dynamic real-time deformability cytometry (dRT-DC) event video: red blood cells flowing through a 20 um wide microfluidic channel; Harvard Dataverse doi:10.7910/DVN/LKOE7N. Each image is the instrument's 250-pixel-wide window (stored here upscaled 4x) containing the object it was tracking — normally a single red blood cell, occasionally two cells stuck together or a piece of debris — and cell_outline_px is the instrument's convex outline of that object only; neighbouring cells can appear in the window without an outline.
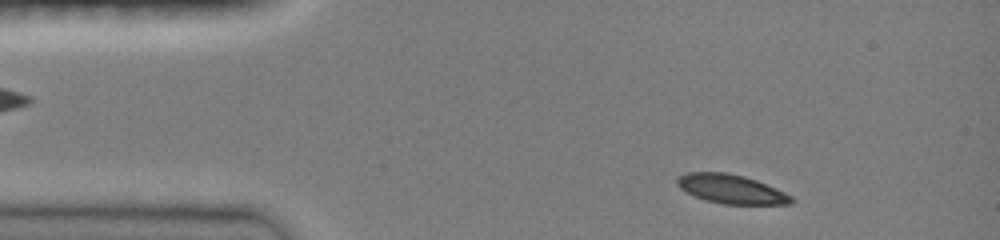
{"species": "common noctule bat (a hibernating species)", "species_latin": "Nyctalus noctula", "temperature_condition": "room temperature", "stored_images_in_passage": 7, "camera_frame_rate_fps": 3000, "um_per_image_px": 0.085, "animal": {"sex": "female", "body_mass_g": 19.0, "forearm_length_mm": 51.5}, "frame": {"image": 1, "passage_image": 2, "time_ms": 0.667, "image_size_px": [1000, 240], "cell_outline_px": [[796, 200], [792, 204], [724, 204], [708, 200], [684, 192], [676, 184], [676, 180], [680, 176], [688, 172], [728, 172], [744, 176], [756, 180], [776, 188], [792, 196]], "centroid_in_image_um": [62.17, 16.06], "position_along_channel_um": 22.8, "area_um2": 19.31}}
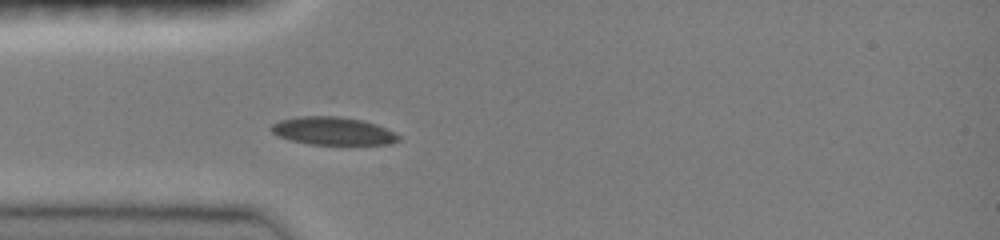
{"frame": {"image": 2, "passage_image": 7, "time_ms": 3.0, "image_size_px": [1000, 240], "cell_outline_px": [[400, 140], [392, 144], [308, 144], [288, 140], [276, 136], [268, 128], [272, 124], [280, 120], [296, 116], [332, 112], [376, 124], [396, 132], [400, 136]], "centroid_in_image_um": [28.26, 11.08], "position_along_channel_um": 56.7, "area_um2": 21.85}}